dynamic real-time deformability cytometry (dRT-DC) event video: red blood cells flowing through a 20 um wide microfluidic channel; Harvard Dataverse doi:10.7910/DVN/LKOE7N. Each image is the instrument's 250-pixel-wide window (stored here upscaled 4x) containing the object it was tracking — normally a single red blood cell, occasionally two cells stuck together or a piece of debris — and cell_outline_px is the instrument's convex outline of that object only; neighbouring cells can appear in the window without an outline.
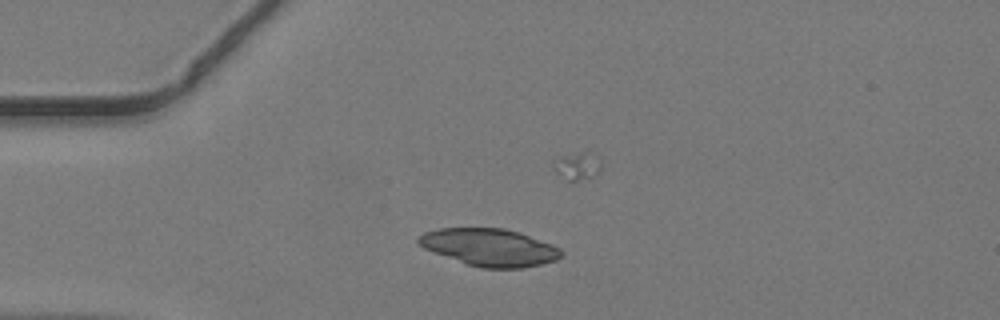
{"species": "common noctule bat (a hibernating species)", "species_latin": "Nyctalus noctula", "temperature_condition": "warm", "stored_images_in_passage": 39, "camera_frame_rate_fps": 3000, "um_per_image_px": 0.085, "animal": {"sex": "male", "body_mass_g": 19.2, "forearm_length_mm": 51.8}, "frame": {"image": 1, "passage_image": 12, "time_ms": 3.667, "image_size_px": [1000, 320], "cell_outline_px": [[564, 252], [556, 260], [524, 268], [480, 268], [468, 264], [424, 248], [416, 240], [424, 232], [436, 228], [504, 228], [520, 232], [552, 244], [560, 248]], "centroid_in_image_um": [41.64, 21.01], "position_along_channel_um": 43.4, "area_um2": 30.92}}